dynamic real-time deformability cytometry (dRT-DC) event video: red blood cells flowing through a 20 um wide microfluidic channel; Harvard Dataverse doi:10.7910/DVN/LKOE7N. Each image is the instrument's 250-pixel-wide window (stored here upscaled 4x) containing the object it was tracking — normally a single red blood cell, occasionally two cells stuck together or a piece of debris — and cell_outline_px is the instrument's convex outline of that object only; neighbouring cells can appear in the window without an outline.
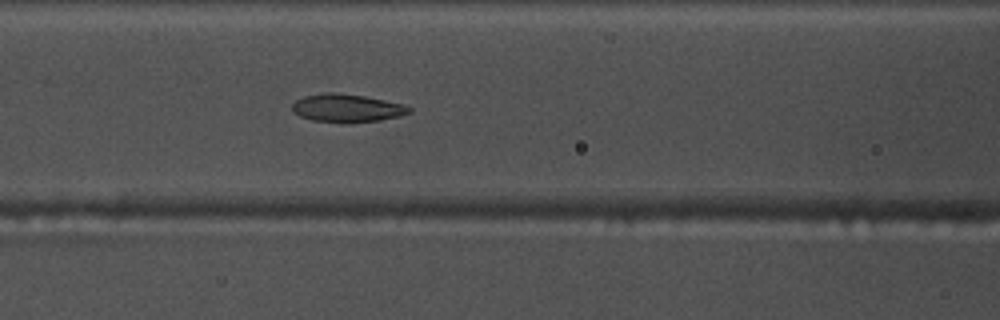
{"species": "common noctule bat (a hibernating species)", "species_latin": "Nyctalus noctula", "temperature_condition": "warm", "stored_images_in_passage": 43, "camera_frame_rate_fps": 3000, "um_per_image_px": 0.085, "animal": {"sex": "male", "body_mass_g": 17.5, "forearm_length_mm": 52.3}, "frame": {"image": 1, "passage_image": 11, "time_ms": 3.333, "image_size_px": [1000, 320], "cell_outline_px": [[412, 112], [400, 116], [380, 120], [348, 124], [344, 124], [312, 120], [300, 116], [292, 112], [292, 104], [296, 100], [304, 96], [324, 92], [332, 92], [364, 96], [404, 104], [412, 108]], "centroid_in_image_um": [29.49, 9.2], "position_along_channel_um": 137.1, "area_um2": 19.48}}
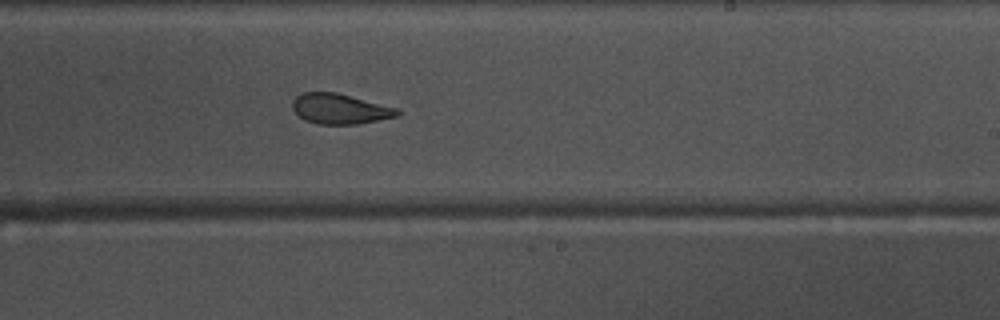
{"frame": {"image": 2, "passage_image": 21, "time_ms": 6.667, "image_size_px": [1000, 320], "cell_outline_px": [[400, 112], [396, 116], [356, 124], [316, 124], [304, 120], [292, 108], [292, 100], [300, 92], [336, 92], [400, 108]], "centroid_in_image_um": [28.87, 9.24], "position_along_channel_um": 260.1, "area_um2": 18.55}}
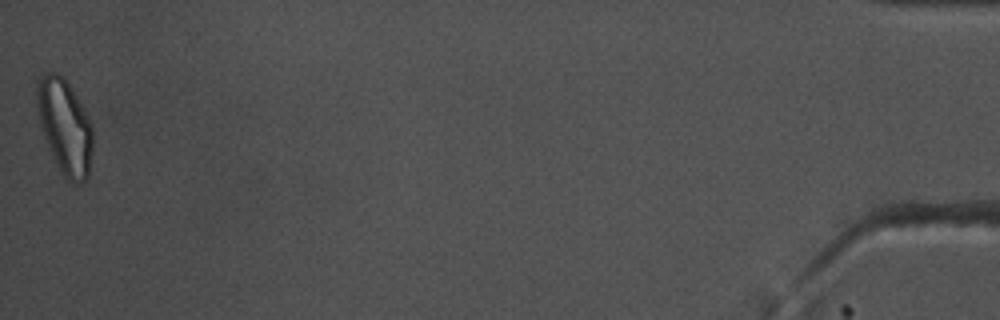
{"frame": {"image": 3, "passage_image": 43, "time_ms": 14.0, "image_size_px": [1000, 320], "cell_outline_px": [[92, 152], [88, 176], [80, 184], [72, 184], [64, 176], [44, 136], [40, 124], [36, 104], [36, 92], [40, 80], [44, 72], [56, 72], [72, 88], [92, 128]], "centroid_in_image_um": [5.51, 10.77], "position_along_channel_um": 429.7, "area_um2": 30.0}, "authors_computed_cell_mechanics": {"area_um2": 19.4786, "velocity_mm_per_s": 3.7062, "shape_relaxation_time_tau1_ms": 5.6121, "shape_relaxation_time_tau2_ms": 3.0347, "deformation_change_tau1": 0.1837, "deformation_change_tau2": 0.1037}}